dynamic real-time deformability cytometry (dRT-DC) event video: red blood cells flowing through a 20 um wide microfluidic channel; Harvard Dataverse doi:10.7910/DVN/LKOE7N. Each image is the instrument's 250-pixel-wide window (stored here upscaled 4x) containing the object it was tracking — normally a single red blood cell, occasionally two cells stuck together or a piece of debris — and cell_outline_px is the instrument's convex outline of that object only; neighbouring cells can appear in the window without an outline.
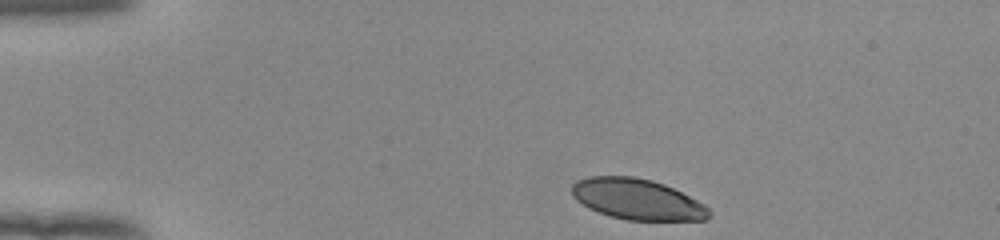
{"species": "human", "species_latin": "Homo sapiens", "temperature_condition": "room temperature", "stored_images_in_passage": 38, "camera_frame_rate_fps": 3000, "um_per_image_px": 0.085, "donor": {"sex": "female"}, "frame": {"image": 1, "passage_image": 1, "time_ms": 0.0, "image_size_px": [1000, 240], "cell_outline_px": [[712, 216], [708, 220], [624, 220], [588, 208], [576, 200], [572, 196], [572, 184], [576, 180], [588, 176], [632, 176], [652, 180], [664, 184], [704, 204], [712, 212]], "centroid_in_image_um": [54.16, 16.94], "position_along_channel_um": 30.8, "area_um2": 32.66}}
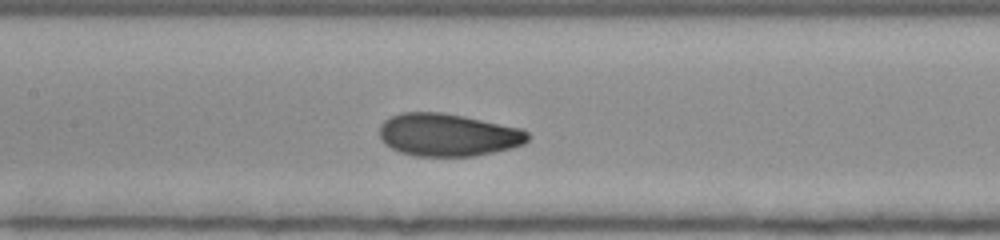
{"frame": {"image": 2, "passage_image": 17, "time_ms": 5.333, "image_size_px": [1000, 240], "cell_outline_px": [[528, 140], [524, 144], [512, 148], [476, 156], [416, 156], [400, 152], [384, 144], [380, 140], [380, 124], [384, 120], [400, 112], [440, 112], [464, 116], [524, 128], [528, 132]], "centroid_in_image_um": [38.09, 11.46], "position_along_channel_um": 169.3, "area_um2": 37.22}}
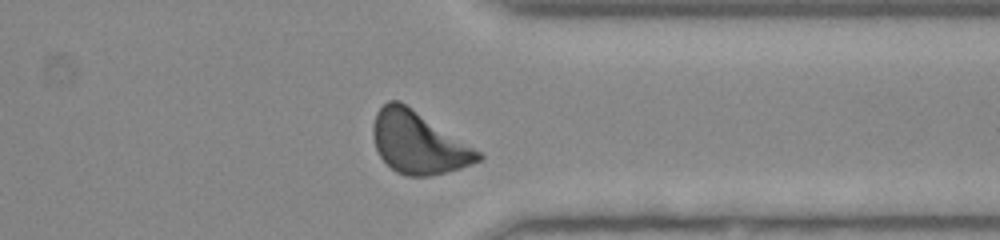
{"frame": {"image": 3, "passage_image": 33, "time_ms": 10.667, "image_size_px": [1000, 240], "cell_outline_px": [[484, 156], [480, 160], [460, 168], [428, 176], [404, 176], [396, 172], [380, 156], [376, 148], [372, 136], [372, 124], [376, 112], [388, 100], [400, 100], [480, 152]], "centroid_in_image_um": [35.51, 12.12], "position_along_channel_um": 375.9, "area_um2": 37.51}, "authors_computed_cell_mechanics": {"area_um2": 36.2117, "velocity_mm_per_s": 3.91, "shape_relaxation_time_tau1_ms": 2.2903, "shape_relaxation_time_tau2_ms": 2.8023, "deformation_change_tau1": 0.1172, "deformation_change_tau2": 0.075}}